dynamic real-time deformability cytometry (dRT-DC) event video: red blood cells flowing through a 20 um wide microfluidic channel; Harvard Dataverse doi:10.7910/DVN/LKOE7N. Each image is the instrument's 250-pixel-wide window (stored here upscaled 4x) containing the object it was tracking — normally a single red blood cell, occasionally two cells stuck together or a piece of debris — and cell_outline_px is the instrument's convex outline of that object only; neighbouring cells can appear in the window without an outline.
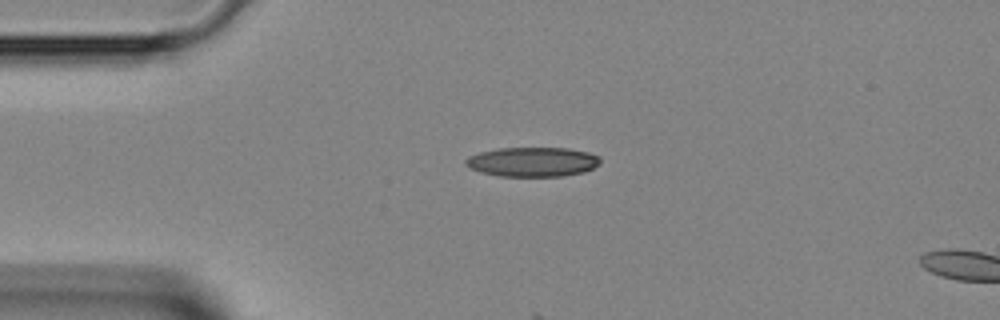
{"species": "Egyptian fruit bat (a non-hibernating species)", "species_latin": "Rousettus aegyptiacus", "temperature_condition": "room temperature", "stored_images_in_passage": 3, "camera_frame_rate_fps": 3000, "um_per_image_px": 0.085, "animal": {"sex": "female"}, "frame": {"image": 1, "passage_image": 1, "time_ms": 0.0, "image_size_px": [1000, 320], "cell_outline_px": [[600, 164], [584, 172], [560, 176], [500, 176], [480, 172], [464, 164], [464, 160], [468, 156], [480, 152], [496, 148], [568, 148], [588, 152], [600, 156]], "centroid_in_image_um": [45.26, 13.75], "position_along_channel_um": 39.7, "area_um2": 23.18}}